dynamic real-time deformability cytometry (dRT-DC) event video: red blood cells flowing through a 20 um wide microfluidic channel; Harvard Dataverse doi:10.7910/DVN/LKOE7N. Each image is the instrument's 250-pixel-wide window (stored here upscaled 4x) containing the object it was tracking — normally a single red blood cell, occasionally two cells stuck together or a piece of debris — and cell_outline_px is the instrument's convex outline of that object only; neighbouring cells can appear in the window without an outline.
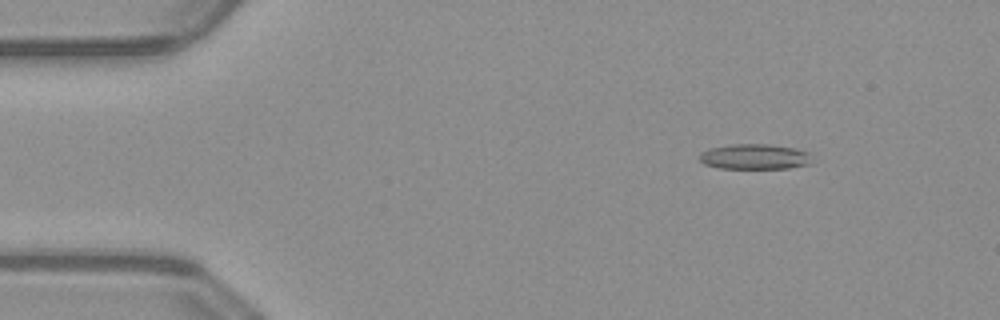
{"species": "common noctule bat (a hibernating species)", "species_latin": "Nyctalus noctula", "temperature_condition": "warm", "stored_images_in_passage": 51, "camera_frame_rate_fps": 3000, "um_per_image_px": 0.085, "animal": {"sex": "male", "body_mass_g": 23.1, "forearm_length_mm": 52.7}, "frame": {"image": 1, "passage_image": 7, "time_ms": 2.0, "image_size_px": [1000, 320], "cell_outline_px": [[812, 164], [788, 168], [720, 168], [704, 164], [700, 160], [700, 152], [708, 148], [732, 144], [768, 144], [796, 148], [808, 152]], "centroid_in_image_um": [64.14, 13.31], "position_along_channel_um": 20.9, "area_um2": 16.65}}
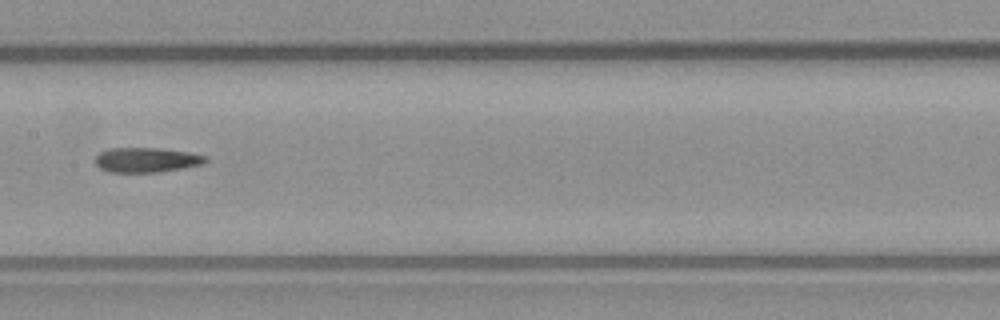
{"frame": {"image": 2, "passage_image": 26, "time_ms": 8.333, "image_size_px": [1000, 320], "cell_outline_px": [[208, 160], [204, 164], [184, 168], [160, 172], [108, 172], [100, 168], [96, 164], [96, 156], [100, 152], [108, 148], [164, 148], [188, 152], [208, 156]], "centroid_in_image_um": [12.49, 13.59], "position_along_channel_um": 194.9, "area_um2": 16.13}}
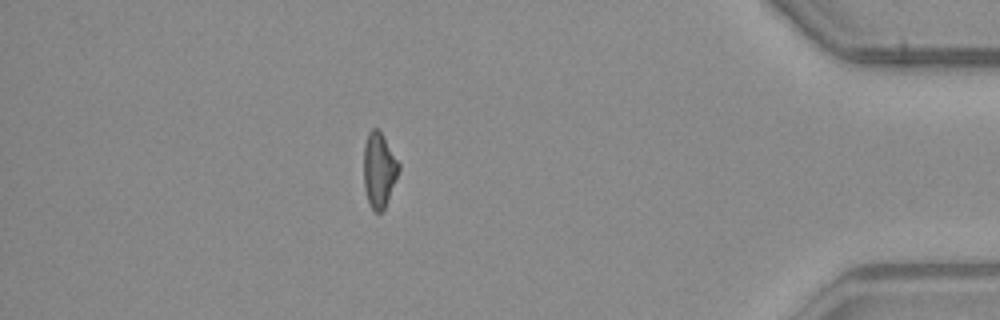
{"frame": {"image": 3, "passage_image": 45, "time_ms": 14.667, "image_size_px": [1000, 320], "cell_outline_px": [[400, 168], [384, 208], [380, 212], [376, 212], [372, 208], [368, 200], [364, 188], [364, 144], [368, 132], [372, 128], [380, 128], [400, 164]], "centroid_in_image_um": [32.21, 14.37], "position_along_channel_um": 403.0, "area_um2": 15.26}, "authors_computed_cell_mechanics": {"area_um2": 15.9528, "velocity_mm_per_s": 4.0436, "shape_relaxation_time_tau1_ms": null, "shape_relaxation_time_tau2_ms": 9.2053, "deformation_change_tau1": null, "deformation_change_tau2": 0.2683}}